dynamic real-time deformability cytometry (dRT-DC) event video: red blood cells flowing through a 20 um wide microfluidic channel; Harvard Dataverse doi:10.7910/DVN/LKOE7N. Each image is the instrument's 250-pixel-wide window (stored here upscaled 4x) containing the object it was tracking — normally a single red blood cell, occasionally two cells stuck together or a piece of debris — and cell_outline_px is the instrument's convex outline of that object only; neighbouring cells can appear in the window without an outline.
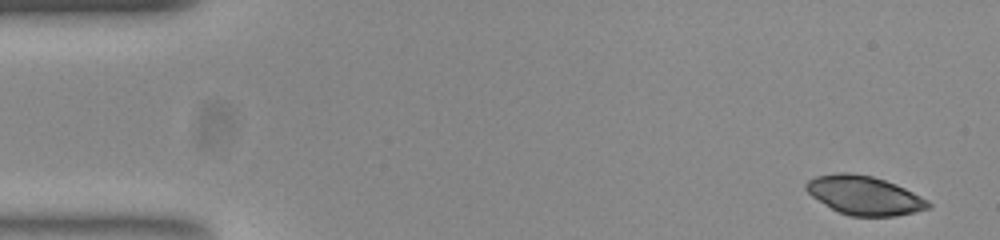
{"species": "common noctule bat (a hibernating species)", "species_latin": "Nyctalus noctula", "temperature_condition": "room temperature", "stored_images_in_passage": 53, "segment_of_instrument_passage": [1, 2], "camera_frame_rate_fps": 3000, "um_per_image_px": 0.085, "animal": {"sex": "female", "body_mass_g": 23.0, "forearm_length_mm": 53.4}, "frame": {"image": 1, "passage_image": 1, "time_ms": 0.0, "image_size_px": [1000, 240], "cell_outline_px": [[932, 208], [896, 216], [852, 216], [840, 212], [832, 208], [812, 196], [804, 188], [804, 184], [808, 180], [816, 176], [840, 172], [848, 172], [872, 176], [896, 184], [928, 200], [932, 204]], "centroid_in_image_um": [73.48, 16.6], "position_along_channel_um": 11.5, "area_um2": 27.51}}
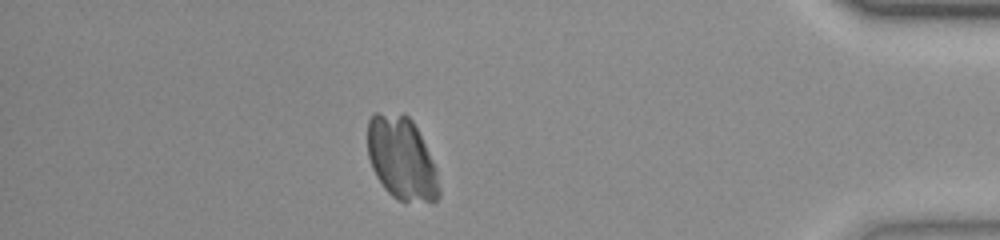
{"frame": {"image": 2, "passage_image": 45, "time_ms": 14.667, "image_size_px": [1000, 240], "cell_outline_px": [[440, 196], [432, 204], [400, 200], [392, 196], [384, 188], [376, 176], [372, 168], [368, 156], [368, 120], [376, 112], [404, 112], [412, 120], [436, 168], [440, 192]], "centroid_in_image_um": [34.13, 13.47], "position_along_channel_um": 401.1, "area_um2": 34.74}}